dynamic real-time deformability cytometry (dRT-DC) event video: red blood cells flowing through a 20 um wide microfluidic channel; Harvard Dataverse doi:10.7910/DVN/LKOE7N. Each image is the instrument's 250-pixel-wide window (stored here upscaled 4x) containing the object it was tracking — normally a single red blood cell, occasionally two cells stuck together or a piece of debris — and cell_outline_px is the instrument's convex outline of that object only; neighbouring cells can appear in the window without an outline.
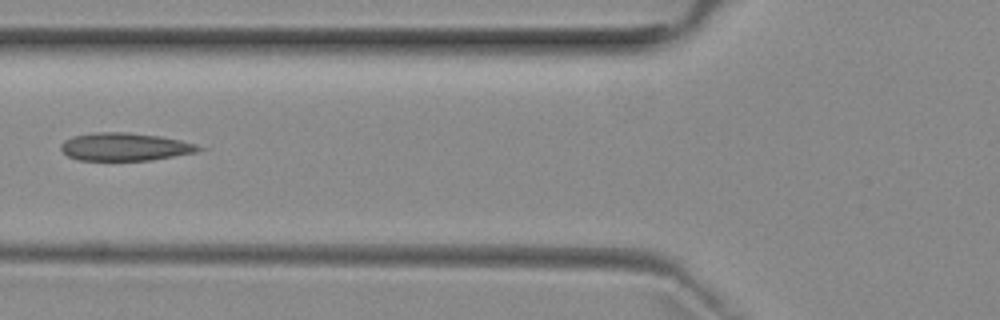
{"species": "common noctule bat (a hibernating species)", "species_latin": "Nyctalus noctula", "temperature_condition": "room temperature", "stored_images_in_passage": 3, "camera_frame_rate_fps": 3000, "um_per_image_px": 0.085, "animal": {"sex": "female", "body_mass_g": 29.2, "forearm_length_mm": 56.3}, "frame": {"image": 1, "passage_image": 2, "time_ms": 1.333, "image_size_px": [1000, 320], "cell_outline_px": [[208, 148], [196, 152], [152, 160], [80, 160], [68, 156], [60, 148], [60, 144], [64, 140], [72, 136], [96, 132], [128, 132], [160, 136], [180, 140], [196, 144]], "centroid_in_image_um": [10.64, 12.47], "position_along_channel_um": 115.2, "area_um2": 22.48}}
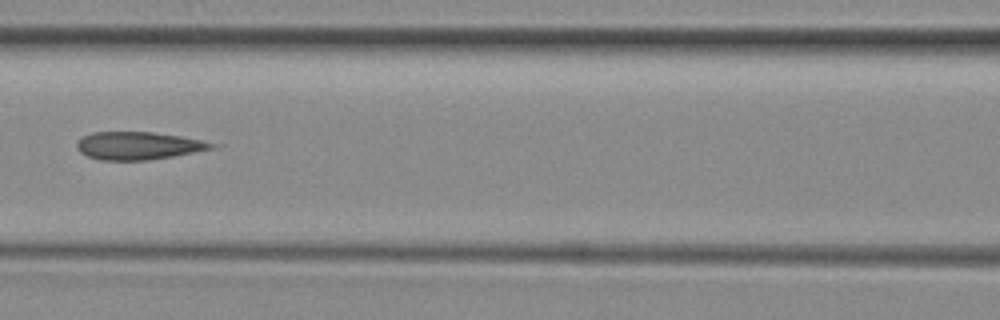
{"frame": {"image": 2, "passage_image": 3, "time_ms": 2.333, "image_size_px": [1000, 320], "cell_outline_px": [[224, 144], [220, 148], [148, 160], [100, 160], [88, 156], [80, 152], [76, 148], [76, 140], [92, 132], [152, 132], [180, 136]], "centroid_in_image_um": [11.84, 12.38], "position_along_channel_um": 154.8, "area_um2": 22.2}}